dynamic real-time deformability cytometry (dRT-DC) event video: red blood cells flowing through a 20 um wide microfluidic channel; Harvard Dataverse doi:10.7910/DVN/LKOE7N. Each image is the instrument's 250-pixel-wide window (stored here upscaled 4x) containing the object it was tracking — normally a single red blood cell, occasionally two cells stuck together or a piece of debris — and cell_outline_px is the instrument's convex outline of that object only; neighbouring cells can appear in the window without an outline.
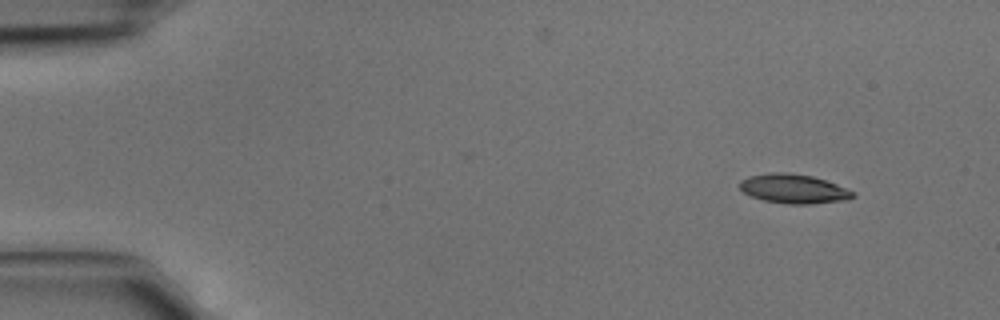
{"species": "common noctule bat (a hibernating species)", "species_latin": "Nyctalus noctula", "temperature_condition": "cold", "stored_images_in_passage": 4, "camera_frame_rate_fps": 3000, "um_per_image_px": 0.085, "animal": {"sex": "male", "body_mass_g": 15.6}, "frame": {"image": 1, "passage_image": 1, "time_ms": 0.0, "image_size_px": [1000, 320], "cell_outline_px": [[856, 196], [848, 200], [812, 204], [788, 204], [764, 200], [752, 196], [744, 192], [740, 188], [740, 180], [748, 176], [768, 172], [788, 172], [812, 176], [848, 188]], "centroid_in_image_um": [67.47, 16.04], "position_along_channel_um": 17.5, "area_um2": 19.36}}
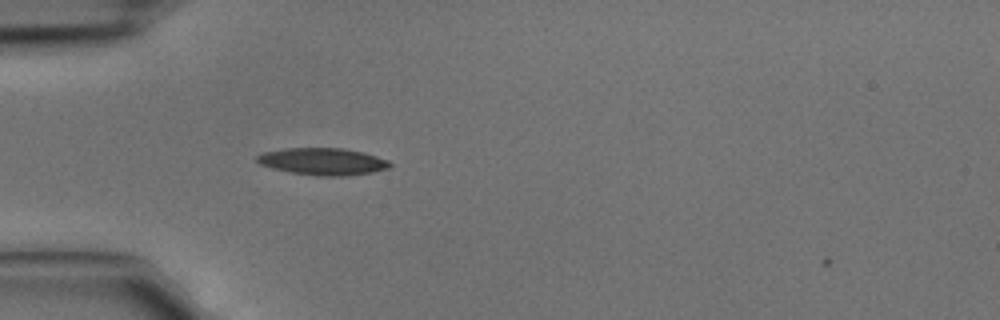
{"frame": {"image": 2, "passage_image": 3, "time_ms": 0.667, "image_size_px": [1000, 320], "cell_outline_px": [[392, 164], [388, 168], [372, 172], [348, 176], [320, 176], [292, 172], [272, 168], [260, 164], [256, 160], [256, 156], [264, 152], [284, 148], [340, 148], [364, 152], [388, 160]], "centroid_in_image_um": [27.44, 13.72], "position_along_channel_um": 57.6, "area_um2": 20.87}}